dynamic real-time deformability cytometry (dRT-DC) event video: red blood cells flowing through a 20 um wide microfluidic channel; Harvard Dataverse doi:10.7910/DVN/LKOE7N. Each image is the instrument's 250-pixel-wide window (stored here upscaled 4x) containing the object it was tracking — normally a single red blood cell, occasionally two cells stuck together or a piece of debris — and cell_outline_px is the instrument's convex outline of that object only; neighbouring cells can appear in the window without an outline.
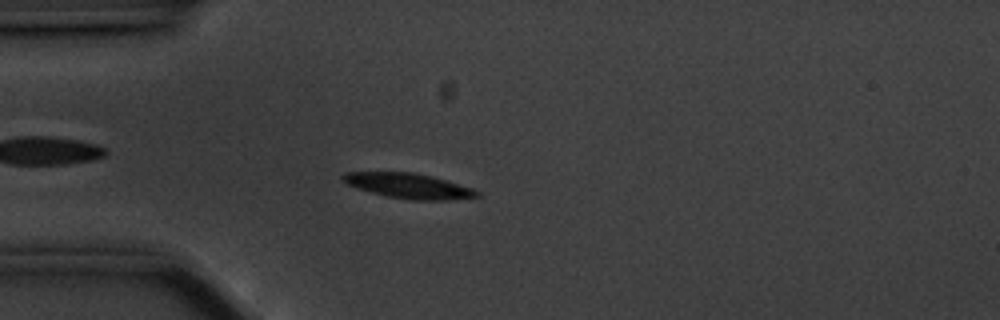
{"species": "common noctule bat (a hibernating species)", "species_latin": "Nyctalus noctula", "temperature_condition": "cold", "stored_images_in_passage": 57, "camera_frame_rate_fps": 3000, "um_per_image_px": 0.085, "animal": {"sex": "male", "body_mass_g": 20.1, "forearm_length_mm": 53.5}, "frame": {"image": 1, "passage_image": 15, "time_ms": 4.667, "image_size_px": [1000, 320], "cell_outline_px": [[480, 196], [448, 200], [412, 200], [388, 196], [356, 188], [348, 184], [340, 176], [344, 172], [412, 172], [444, 180], [472, 188], [480, 192]], "centroid_in_image_um": [34.72, 15.8], "position_along_channel_um": 50.3, "area_um2": 19.25}}
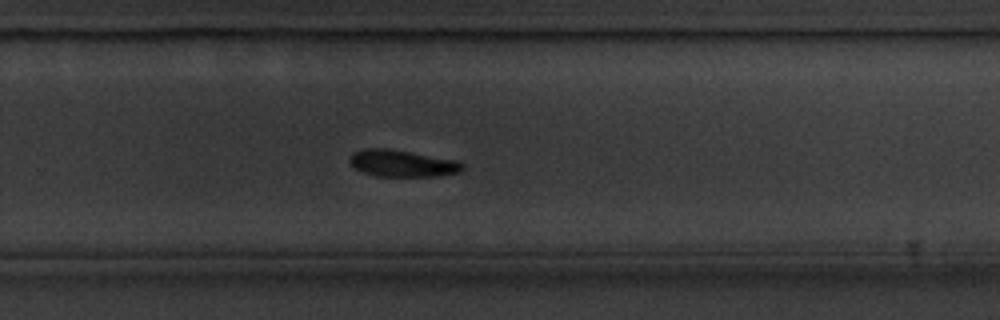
{"frame": {"image": 2, "passage_image": 37, "time_ms": 12.0, "image_size_px": [1000, 320], "cell_outline_px": [[464, 168], [460, 172], [440, 176], [376, 176], [360, 172], [348, 160], [352, 152], [364, 148], [384, 148], [460, 160], [464, 164]], "centroid_in_image_um": [34.21, 13.89], "position_along_channel_um": 295.6, "area_um2": 17.8}}
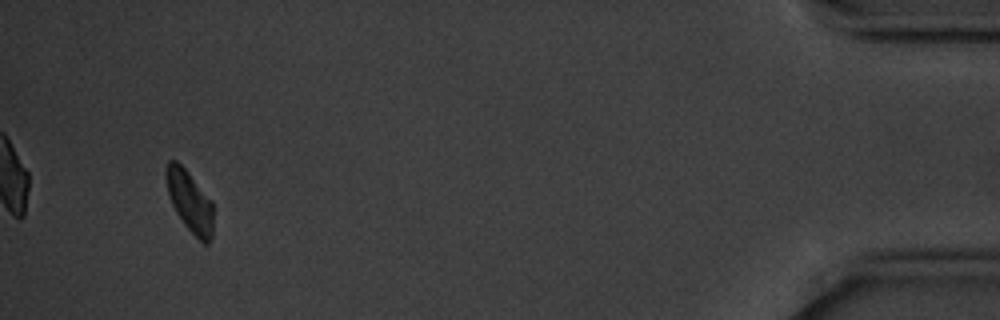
{"frame": {"image": 3, "passage_image": 54, "time_ms": 17.667, "image_size_px": [1000, 320], "cell_outline_px": [[212, 236], [208, 244], [204, 244], [184, 224], [176, 212], [168, 196], [164, 176], [164, 168], [168, 160], [176, 160], [188, 172], [212, 200]], "centroid_in_image_um": [16.09, 17.06], "position_along_channel_um": 419.1, "area_um2": 16.94}, "authors_computed_cell_mechanics": {"area_um2": 18.6116, "velocity_mm_per_s": 3.4817, "shape_relaxation_time_tau1_ms": 1.7015, "shape_relaxation_time_tau2_ms": null, "deformation_change_tau1": 0.1003, "deformation_change_tau2": null}}